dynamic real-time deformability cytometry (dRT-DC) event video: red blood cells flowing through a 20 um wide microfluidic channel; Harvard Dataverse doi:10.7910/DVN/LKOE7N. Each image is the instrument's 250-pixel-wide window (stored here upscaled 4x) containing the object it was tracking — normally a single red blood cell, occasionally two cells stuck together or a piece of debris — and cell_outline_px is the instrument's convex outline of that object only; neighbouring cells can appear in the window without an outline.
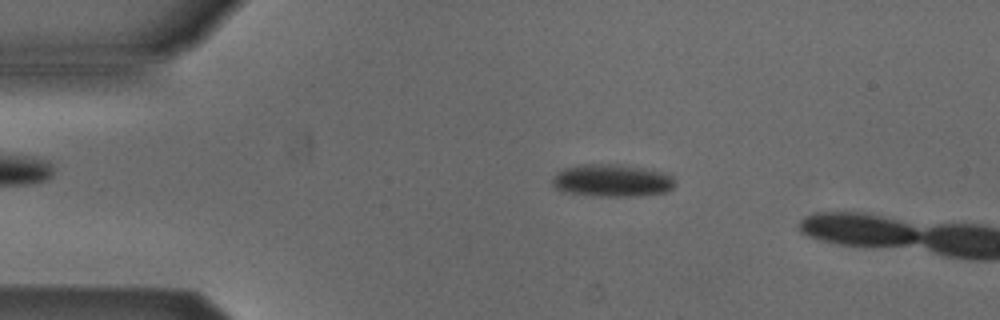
{"species": "Egyptian fruit bat (a non-hibernating species)", "species_latin": "Rousettus aegyptiacus", "temperature_condition": "cold", "stored_images_in_passage": 13, "camera_frame_rate_fps": 3000, "um_per_image_px": 0.085, "animal": {"sex": "male"}, "frame": {"image": 1, "passage_image": 10, "time_ms": 3.0, "image_size_px": [1000, 320], "cell_outline_px": [[672, 188], [664, 192], [636, 196], [600, 196], [564, 192], [556, 188], [552, 184], [552, 180], [556, 172], [564, 168], [580, 164], [620, 164], [644, 168], [660, 172], [672, 176]], "centroid_in_image_um": [51.95, 15.33], "position_along_channel_um": 33.0, "area_um2": 23.0}}